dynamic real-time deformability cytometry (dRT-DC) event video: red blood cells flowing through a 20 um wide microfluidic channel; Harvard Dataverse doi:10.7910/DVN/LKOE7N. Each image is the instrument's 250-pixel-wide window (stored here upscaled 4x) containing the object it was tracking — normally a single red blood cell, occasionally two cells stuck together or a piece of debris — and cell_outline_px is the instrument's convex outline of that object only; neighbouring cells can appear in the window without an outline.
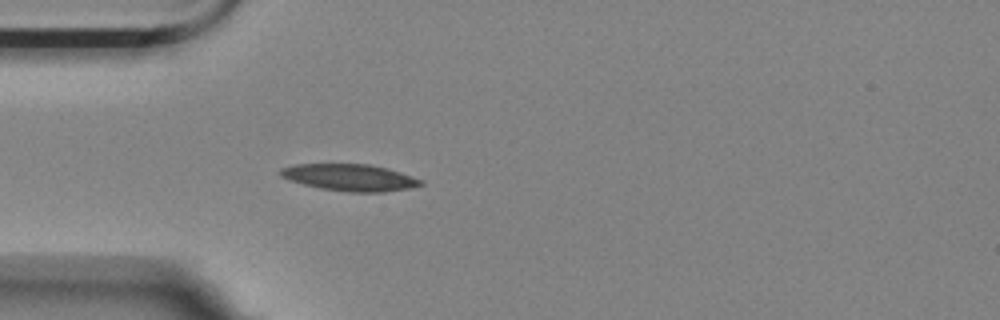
{"species": "Egyptian fruit bat (a non-hibernating species)", "species_latin": "Rousettus aegyptiacus", "temperature_condition": "room temperature", "stored_images_in_passage": 2, "camera_frame_rate_fps": 3000, "um_per_image_px": 0.085, "animal": {"sex": "female"}, "frame": {"image": 1, "passage_image": 2, "time_ms": 1.0, "image_size_px": [1000, 320], "cell_outline_px": [[424, 184], [408, 188], [384, 192], [348, 192], [320, 188], [288, 180], [280, 176], [276, 172], [280, 168], [296, 164], [368, 164], [388, 168], [424, 180]], "centroid_in_image_um": [29.71, 15.08], "position_along_channel_um": 55.3, "area_um2": 22.02}}